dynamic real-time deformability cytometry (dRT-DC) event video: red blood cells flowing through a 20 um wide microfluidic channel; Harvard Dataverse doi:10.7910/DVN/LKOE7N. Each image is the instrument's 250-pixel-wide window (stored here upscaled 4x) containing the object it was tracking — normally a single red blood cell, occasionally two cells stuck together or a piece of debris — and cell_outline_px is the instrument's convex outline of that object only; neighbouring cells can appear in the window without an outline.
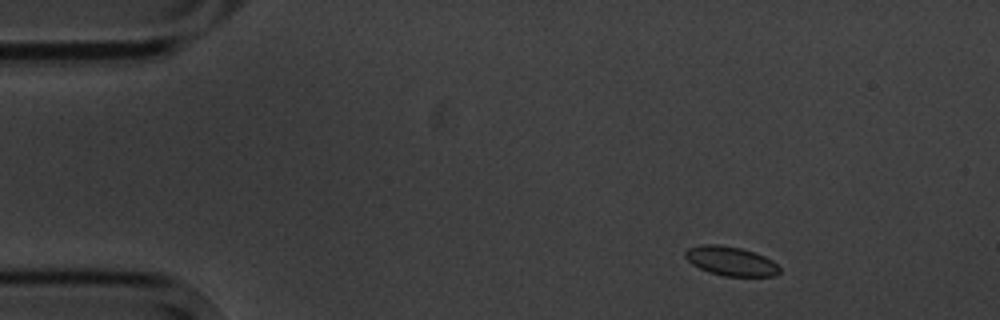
{"species": "common noctule bat (a hibernating species)", "species_latin": "Nyctalus noctula", "temperature_condition": "cold", "stored_images_in_passage": 5, "camera_frame_rate_fps": 3000, "um_per_image_px": 0.085, "animal": {"sex": "male", "body_mass_g": 20.1, "forearm_length_mm": 53.5}, "frame": {"image": 1, "passage_image": 2, "time_ms": 1.0, "image_size_px": [1000, 320], "cell_outline_px": [[780, 272], [772, 276], [724, 276], [708, 272], [692, 264], [684, 256], [684, 252], [688, 248], [704, 244], [716, 244], [740, 248], [764, 256], [772, 260], [780, 268]], "centroid_in_image_um": [62.1, 22.2], "position_along_channel_um": 22.9, "area_um2": 15.9}}
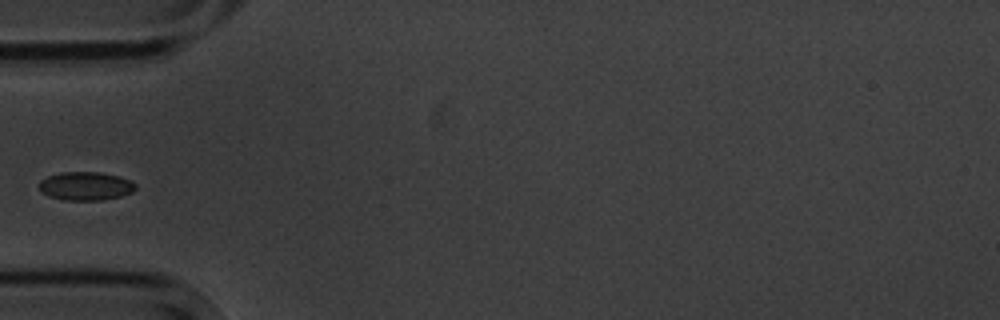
{"frame": {"image": 2, "passage_image": 5, "time_ms": 4.667, "image_size_px": [1000, 320], "cell_outline_px": [[136, 188], [132, 192], [120, 196], [100, 200], [64, 200], [48, 196], [40, 188], [40, 180], [48, 176], [60, 172], [100, 172], [120, 176], [132, 180], [136, 184]], "centroid_in_image_um": [7.31, 15.8], "position_along_channel_um": 77.7, "area_um2": 16.01}}